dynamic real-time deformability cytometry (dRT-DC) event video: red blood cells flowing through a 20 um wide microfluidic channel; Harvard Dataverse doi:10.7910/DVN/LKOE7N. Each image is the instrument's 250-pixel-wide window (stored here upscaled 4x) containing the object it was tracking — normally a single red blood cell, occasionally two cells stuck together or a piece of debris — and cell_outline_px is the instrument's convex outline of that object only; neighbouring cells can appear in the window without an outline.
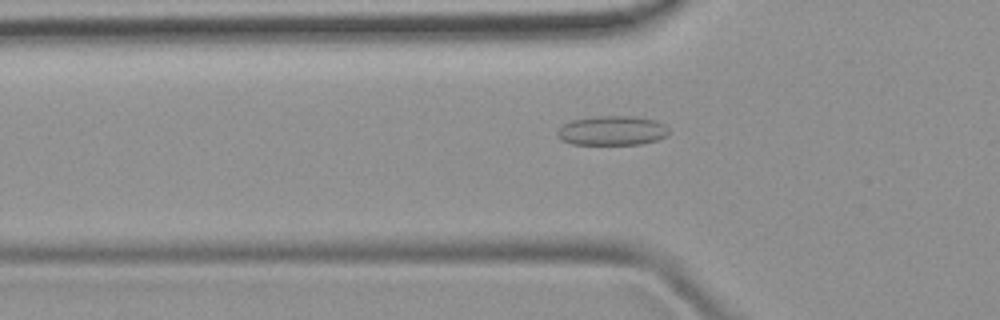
{"species": "common noctule bat (a hibernating species)", "species_latin": "Nyctalus noctula", "temperature_condition": "room temperature", "stored_images_in_passage": 47, "camera_frame_rate_fps": 3000, "um_per_image_px": 0.085, "animal": {"sex": "female", "body_mass_g": 19.9}, "frame": {"image": 1, "passage_image": 16, "time_ms": 5.0, "image_size_px": [1000, 320], "cell_outline_px": [[668, 132], [664, 136], [656, 140], [640, 144], [572, 144], [560, 140], [556, 136], [556, 132], [564, 124], [572, 120], [596, 116], [632, 116], [656, 120], [664, 124], [668, 128]], "centroid_in_image_um": [51.99, 11.1], "position_along_channel_um": 73.8, "area_um2": 19.07}}
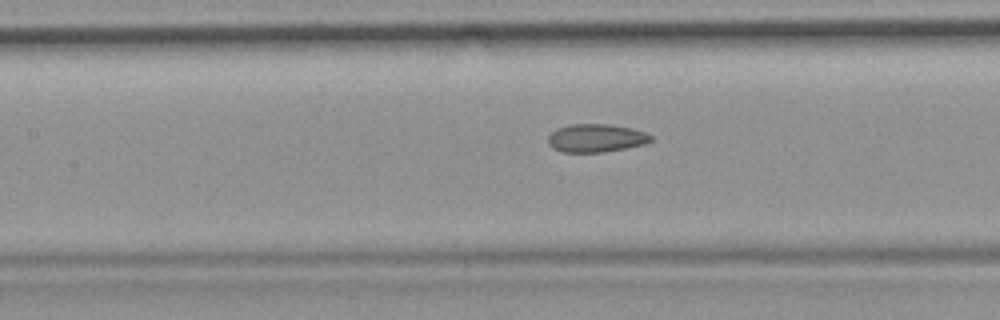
{"frame": {"image": 2, "passage_image": 22, "time_ms": 7.0, "image_size_px": [1000, 320], "cell_outline_px": [[652, 140], [644, 144], [604, 152], [560, 152], [552, 148], [548, 144], [548, 136], [556, 128], [572, 124], [608, 124], [632, 128], [644, 132], [652, 136]], "centroid_in_image_um": [50.63, 11.74], "position_along_channel_um": 156.8, "area_um2": 16.88}}
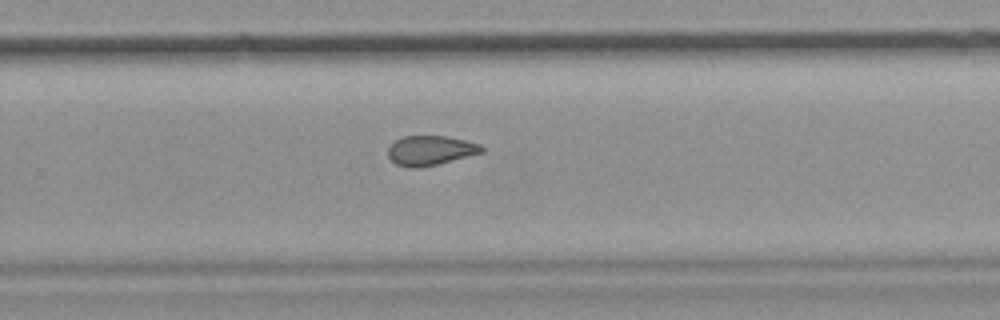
{"frame": {"image": 3, "passage_image": 32, "time_ms": 10.333, "image_size_px": [1000, 320], "cell_outline_px": [[484, 152], [420, 168], [408, 168], [396, 164], [388, 156], [388, 148], [396, 140], [404, 136], [448, 136], [480, 144], [484, 148]], "centroid_in_image_um": [36.58, 12.79], "position_along_channel_um": 293.2, "area_um2": 16.07}}